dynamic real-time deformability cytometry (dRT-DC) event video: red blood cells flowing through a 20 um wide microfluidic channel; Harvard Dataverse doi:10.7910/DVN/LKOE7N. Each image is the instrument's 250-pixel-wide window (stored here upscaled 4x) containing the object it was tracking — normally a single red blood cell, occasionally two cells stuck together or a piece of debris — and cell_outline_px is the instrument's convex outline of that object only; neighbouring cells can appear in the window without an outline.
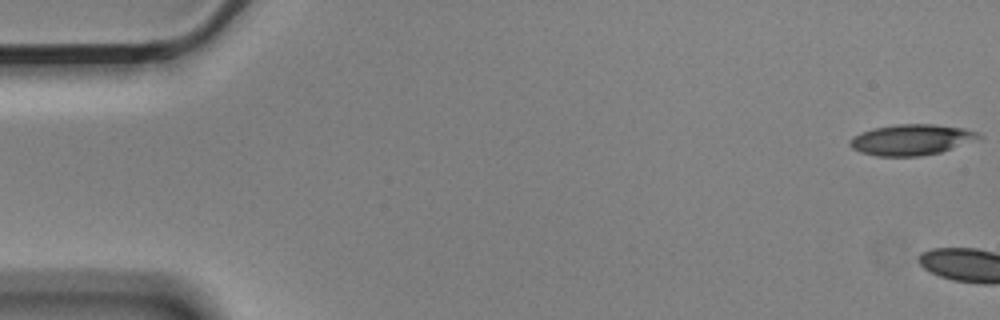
{"species": "Egyptian fruit bat (a non-hibernating species)", "species_latin": "Rousettus aegyptiacus", "temperature_condition": "cold", "stored_images_in_passage": 4, "camera_frame_rate_fps": 3000, "um_per_image_px": 0.085, "animal": {"sex": "male"}, "frame": {"image": 1, "passage_image": 1, "time_ms": 0.0, "image_size_px": [1000, 320], "cell_outline_px": [[984, 136], [952, 148], [940, 152], [920, 156], [876, 156], [860, 152], [852, 148], [848, 144], [852, 136], [860, 132], [872, 128], [896, 124], [932, 124], [964, 128], [980, 132]], "centroid_in_image_um": [77.43, 11.87], "position_along_channel_um": 7.6, "area_um2": 23.18}}